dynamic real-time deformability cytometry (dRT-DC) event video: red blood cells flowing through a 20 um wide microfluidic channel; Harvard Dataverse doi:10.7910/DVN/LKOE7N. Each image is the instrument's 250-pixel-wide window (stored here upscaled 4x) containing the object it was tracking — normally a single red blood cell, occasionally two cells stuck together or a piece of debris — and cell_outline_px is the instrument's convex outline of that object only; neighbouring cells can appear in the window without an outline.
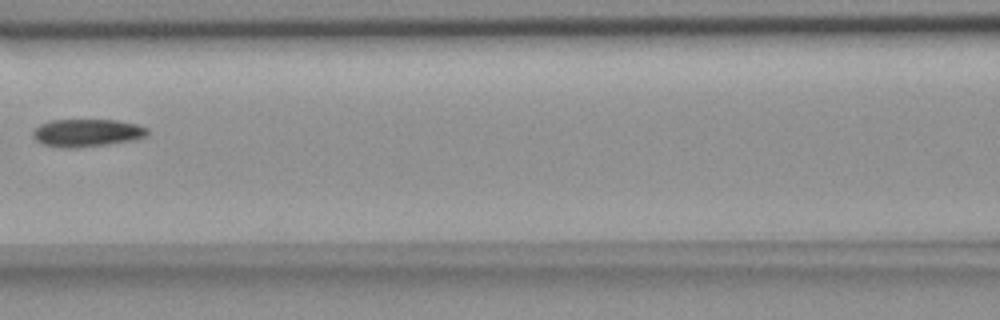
{"species": "common noctule bat (a hibernating species)", "species_latin": "Nyctalus noctula", "temperature_condition": "room temperature", "stored_images_in_passage": 8, "camera_frame_rate_fps": 3000, "um_per_image_px": 0.085, "animal": {"sex": "female", "body_mass_g": 18.4}, "frame": {"image": 1, "passage_image": 7, "time_ms": 7.0, "image_size_px": [1000, 320], "cell_outline_px": [[148, 136], [136, 140], [108, 144], [72, 148], [64, 148], [44, 144], [36, 140], [32, 136], [32, 132], [40, 124], [52, 120], [116, 120], [136, 124], [148, 128]], "centroid_in_image_um": [7.42, 11.29], "position_along_channel_um": 159.2, "area_um2": 18.5}}
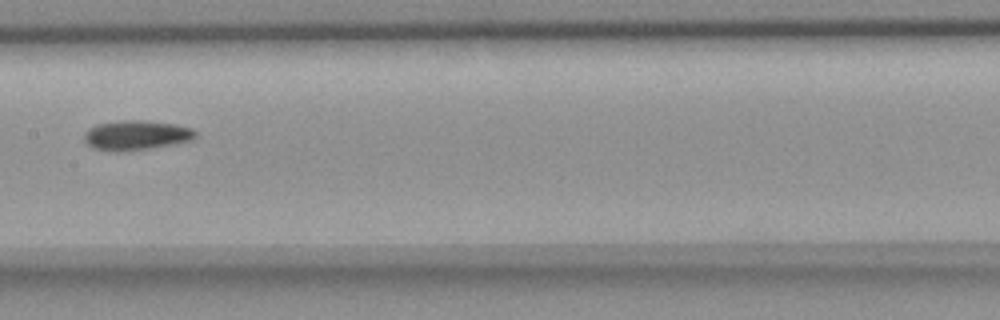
{"frame": {"image": 2, "passage_image": 8, "time_ms": 8.0, "image_size_px": [1000, 320], "cell_outline_px": [[196, 136], [192, 140], [176, 144], [120, 152], [112, 152], [92, 148], [84, 140], [84, 132], [88, 128], [96, 124], [124, 120], [144, 120], [172, 124], [192, 128], [196, 132]], "centroid_in_image_um": [11.55, 11.5], "position_along_channel_um": 195.9, "area_um2": 19.36}}